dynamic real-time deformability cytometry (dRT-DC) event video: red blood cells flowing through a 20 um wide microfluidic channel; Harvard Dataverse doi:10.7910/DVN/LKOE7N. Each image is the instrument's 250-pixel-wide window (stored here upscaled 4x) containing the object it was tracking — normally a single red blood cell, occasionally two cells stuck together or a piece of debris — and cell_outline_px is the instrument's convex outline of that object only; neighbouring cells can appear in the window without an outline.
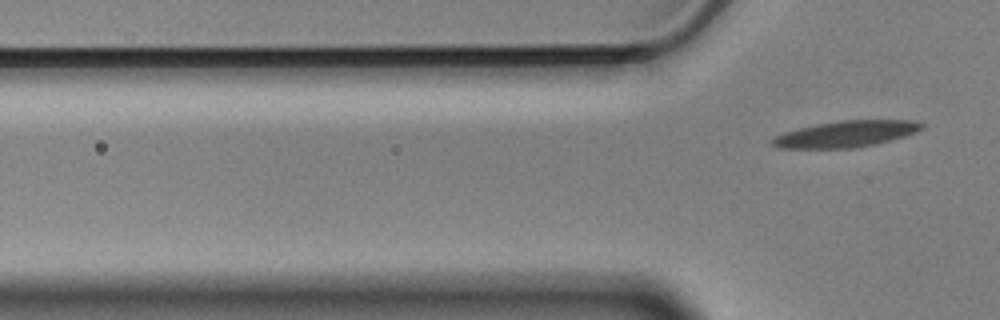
{"species": "Egyptian fruit bat (a non-hibernating species)", "species_latin": "Rousettus aegyptiacus", "temperature_condition": "cold", "stored_images_in_passage": 7, "camera_frame_rate_fps": 3000, "um_per_image_px": 0.085, "animal": {"sex": "male"}, "frame": {"image": 1, "passage_image": 7, "time_ms": 2.0, "image_size_px": [1000, 320], "cell_outline_px": [[924, 128], [916, 132], [904, 136], [876, 144], [852, 148], [780, 148], [772, 144], [772, 140], [776, 136], [784, 132], [816, 124], [840, 120], [916, 120], [924, 124]], "centroid_in_image_um": [71.95, 11.38], "position_along_channel_um": 53.8, "area_um2": 22.77}}